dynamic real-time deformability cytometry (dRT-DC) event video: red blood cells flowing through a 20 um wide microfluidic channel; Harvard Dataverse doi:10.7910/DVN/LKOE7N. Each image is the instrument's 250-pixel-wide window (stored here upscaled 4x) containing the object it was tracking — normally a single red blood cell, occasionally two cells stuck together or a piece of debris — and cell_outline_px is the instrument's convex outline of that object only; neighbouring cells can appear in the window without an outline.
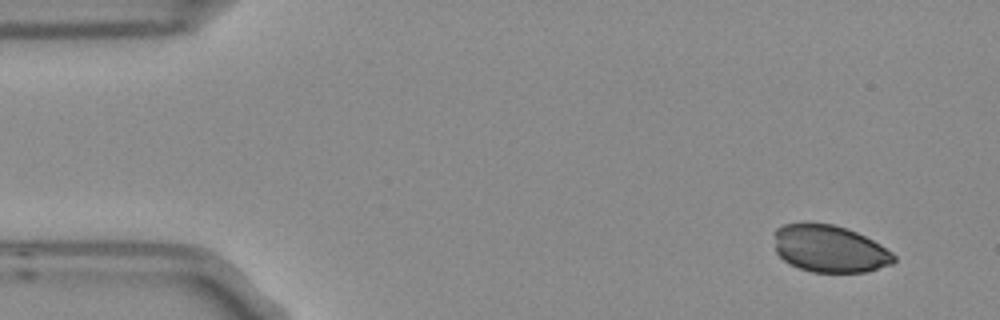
{"species": "Egyptian fruit bat (a non-hibernating species)", "species_latin": "Rousettus aegyptiacus", "temperature_condition": "room temperature", "stored_images_in_passage": 4, "camera_frame_rate_fps": 3000, "um_per_image_px": 0.085, "frame": {"image": 1, "passage_image": 1, "time_ms": 0.0, "image_size_px": [1000, 320], "cell_outline_px": [[896, 260], [892, 264], [864, 272], [812, 272], [788, 264], [776, 252], [772, 232], [776, 228], [784, 224], [832, 224], [856, 232], [880, 244], [892, 252], [896, 256]], "centroid_in_image_um": [70.49, 21.15], "position_along_channel_um": 14.5, "area_um2": 32.77}}